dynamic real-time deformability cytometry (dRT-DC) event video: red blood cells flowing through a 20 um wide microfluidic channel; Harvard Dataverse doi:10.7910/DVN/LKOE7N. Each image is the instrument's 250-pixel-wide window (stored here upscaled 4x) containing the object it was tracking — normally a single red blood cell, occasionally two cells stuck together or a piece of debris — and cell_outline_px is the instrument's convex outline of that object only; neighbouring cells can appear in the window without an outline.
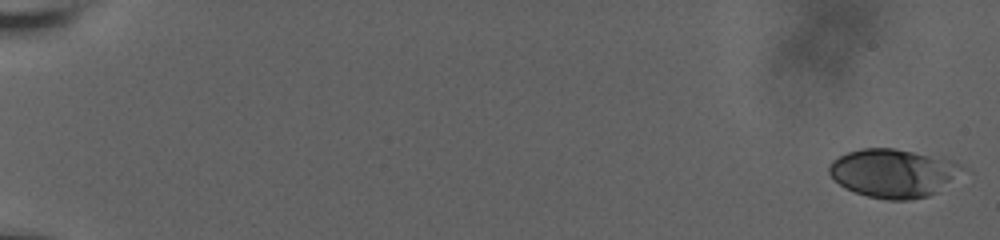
{"species": "human", "species_latin": "Homo sapiens", "temperature_condition": "room temperature", "stored_images_in_passage": 16, "camera_frame_rate_fps": 3000, "um_per_image_px": 0.085, "donor": {"sex": "male"}, "frame": {"image": 1, "passage_image": 1, "time_ms": 0.0, "image_size_px": [1000, 240], "cell_outline_px": [[972, 172], [936, 192], [928, 196], [908, 200], [888, 200], [868, 196], [856, 192], [840, 184], [828, 172], [828, 168], [832, 160], [848, 152], [860, 148], [892, 148], [952, 160], [968, 168]], "centroid_in_image_um": [76.05, 14.72], "position_along_channel_um": 8.9, "area_um2": 38.03}}
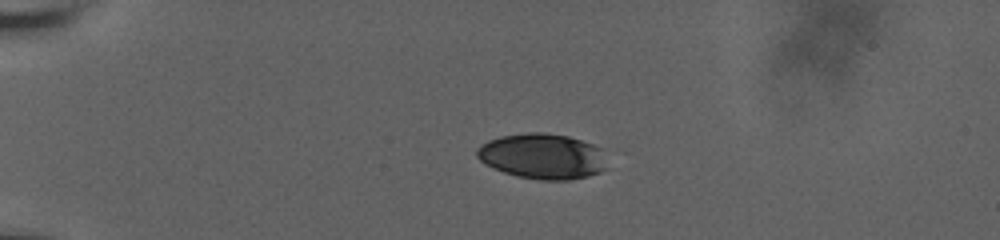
{"frame": {"image": 2, "passage_image": 10, "time_ms": 5.0, "image_size_px": [1000, 240], "cell_outline_px": [[608, 168], [600, 172], [588, 176], [568, 180], [540, 180], [520, 176], [504, 172], [492, 168], [484, 164], [476, 156], [476, 148], [480, 144], [488, 140], [500, 136], [528, 132], [544, 132], [568, 136], [604, 148]], "centroid_in_image_um": [46.13, 13.27], "position_along_channel_um": 38.9, "area_um2": 34.97}}
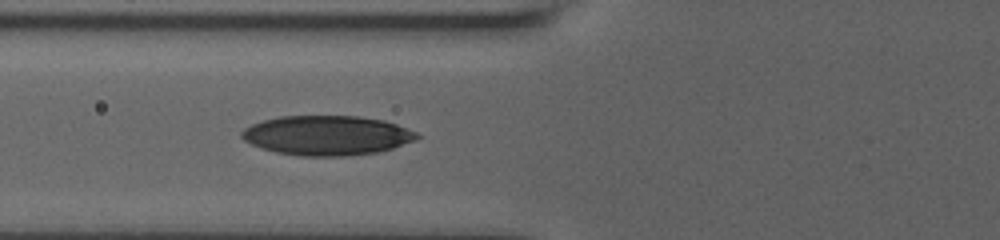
{"frame": {"image": 3, "passage_image": 16, "time_ms": 8.333, "image_size_px": [1000, 240], "cell_outline_px": [[420, 136], [416, 140], [392, 148], [376, 152], [348, 156], [300, 156], [276, 152], [252, 144], [244, 140], [240, 136], [240, 132], [244, 128], [252, 124], [264, 120], [280, 116], [360, 116], [384, 120], [396, 124], [416, 132]], "centroid_in_image_um": [27.79, 11.5], "position_along_channel_um": 98.0, "area_um2": 40.4}}